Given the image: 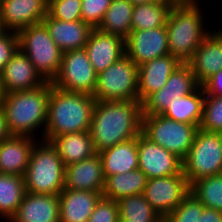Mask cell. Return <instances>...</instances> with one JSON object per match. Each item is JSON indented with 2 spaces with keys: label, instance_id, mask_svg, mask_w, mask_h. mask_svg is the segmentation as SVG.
<instances>
[{
  "label": "cell",
  "instance_id": "cell-1",
  "mask_svg": "<svg viewBox=\"0 0 222 222\" xmlns=\"http://www.w3.org/2000/svg\"><path fill=\"white\" fill-rule=\"evenodd\" d=\"M142 129V103L139 100L96 101L90 135L97 153L137 138Z\"/></svg>",
  "mask_w": 222,
  "mask_h": 222
},
{
  "label": "cell",
  "instance_id": "cell-2",
  "mask_svg": "<svg viewBox=\"0 0 222 222\" xmlns=\"http://www.w3.org/2000/svg\"><path fill=\"white\" fill-rule=\"evenodd\" d=\"M95 102L92 95L58 89L51 81L42 140L50 141L62 134L89 131Z\"/></svg>",
  "mask_w": 222,
  "mask_h": 222
},
{
  "label": "cell",
  "instance_id": "cell-3",
  "mask_svg": "<svg viewBox=\"0 0 222 222\" xmlns=\"http://www.w3.org/2000/svg\"><path fill=\"white\" fill-rule=\"evenodd\" d=\"M50 91L51 81H47L37 89L7 93L2 108L12 135L37 138L39 129L43 139Z\"/></svg>",
  "mask_w": 222,
  "mask_h": 222
},
{
  "label": "cell",
  "instance_id": "cell-4",
  "mask_svg": "<svg viewBox=\"0 0 222 222\" xmlns=\"http://www.w3.org/2000/svg\"><path fill=\"white\" fill-rule=\"evenodd\" d=\"M199 1L172 6L168 14L166 28L169 54L181 64H188L195 50L211 32L206 29L203 8Z\"/></svg>",
  "mask_w": 222,
  "mask_h": 222
},
{
  "label": "cell",
  "instance_id": "cell-5",
  "mask_svg": "<svg viewBox=\"0 0 222 222\" xmlns=\"http://www.w3.org/2000/svg\"><path fill=\"white\" fill-rule=\"evenodd\" d=\"M24 182L26 192L35 194L59 195L64 189L65 165L50 141H36Z\"/></svg>",
  "mask_w": 222,
  "mask_h": 222
},
{
  "label": "cell",
  "instance_id": "cell-6",
  "mask_svg": "<svg viewBox=\"0 0 222 222\" xmlns=\"http://www.w3.org/2000/svg\"><path fill=\"white\" fill-rule=\"evenodd\" d=\"M19 49L27 55L46 81H53L61 68L63 51L50 37L46 25L32 24L18 32Z\"/></svg>",
  "mask_w": 222,
  "mask_h": 222
},
{
  "label": "cell",
  "instance_id": "cell-7",
  "mask_svg": "<svg viewBox=\"0 0 222 222\" xmlns=\"http://www.w3.org/2000/svg\"><path fill=\"white\" fill-rule=\"evenodd\" d=\"M182 162L183 174L190 185L204 177L222 174V133L199 128Z\"/></svg>",
  "mask_w": 222,
  "mask_h": 222
},
{
  "label": "cell",
  "instance_id": "cell-8",
  "mask_svg": "<svg viewBox=\"0 0 222 222\" xmlns=\"http://www.w3.org/2000/svg\"><path fill=\"white\" fill-rule=\"evenodd\" d=\"M199 127L159 115H142L141 133L169 152L184 159L189 153Z\"/></svg>",
  "mask_w": 222,
  "mask_h": 222
},
{
  "label": "cell",
  "instance_id": "cell-9",
  "mask_svg": "<svg viewBox=\"0 0 222 222\" xmlns=\"http://www.w3.org/2000/svg\"><path fill=\"white\" fill-rule=\"evenodd\" d=\"M96 101L139 100L138 66L125 54L98 74Z\"/></svg>",
  "mask_w": 222,
  "mask_h": 222
},
{
  "label": "cell",
  "instance_id": "cell-10",
  "mask_svg": "<svg viewBox=\"0 0 222 222\" xmlns=\"http://www.w3.org/2000/svg\"><path fill=\"white\" fill-rule=\"evenodd\" d=\"M97 76L84 48L69 50L63 52L60 71L52 84L67 92L93 96Z\"/></svg>",
  "mask_w": 222,
  "mask_h": 222
},
{
  "label": "cell",
  "instance_id": "cell-11",
  "mask_svg": "<svg viewBox=\"0 0 222 222\" xmlns=\"http://www.w3.org/2000/svg\"><path fill=\"white\" fill-rule=\"evenodd\" d=\"M198 86L190 65L181 64L171 73L160 90L150 94L142 102V115L162 114L168 105H172L179 98L192 93Z\"/></svg>",
  "mask_w": 222,
  "mask_h": 222
},
{
  "label": "cell",
  "instance_id": "cell-12",
  "mask_svg": "<svg viewBox=\"0 0 222 222\" xmlns=\"http://www.w3.org/2000/svg\"><path fill=\"white\" fill-rule=\"evenodd\" d=\"M190 193V184L184 174L149 178L143 196L163 218L171 213Z\"/></svg>",
  "mask_w": 222,
  "mask_h": 222
},
{
  "label": "cell",
  "instance_id": "cell-13",
  "mask_svg": "<svg viewBox=\"0 0 222 222\" xmlns=\"http://www.w3.org/2000/svg\"><path fill=\"white\" fill-rule=\"evenodd\" d=\"M137 150L139 169L147 179L183 174L182 159L142 133L137 136Z\"/></svg>",
  "mask_w": 222,
  "mask_h": 222
},
{
  "label": "cell",
  "instance_id": "cell-14",
  "mask_svg": "<svg viewBox=\"0 0 222 222\" xmlns=\"http://www.w3.org/2000/svg\"><path fill=\"white\" fill-rule=\"evenodd\" d=\"M166 26L131 30L125 39V54L137 65L169 54Z\"/></svg>",
  "mask_w": 222,
  "mask_h": 222
},
{
  "label": "cell",
  "instance_id": "cell-15",
  "mask_svg": "<svg viewBox=\"0 0 222 222\" xmlns=\"http://www.w3.org/2000/svg\"><path fill=\"white\" fill-rule=\"evenodd\" d=\"M49 0H0V17L8 31L19 32L41 23L48 14Z\"/></svg>",
  "mask_w": 222,
  "mask_h": 222
},
{
  "label": "cell",
  "instance_id": "cell-16",
  "mask_svg": "<svg viewBox=\"0 0 222 222\" xmlns=\"http://www.w3.org/2000/svg\"><path fill=\"white\" fill-rule=\"evenodd\" d=\"M211 30L195 50L188 63L197 83L201 86L211 76L222 70V29Z\"/></svg>",
  "mask_w": 222,
  "mask_h": 222
},
{
  "label": "cell",
  "instance_id": "cell-17",
  "mask_svg": "<svg viewBox=\"0 0 222 222\" xmlns=\"http://www.w3.org/2000/svg\"><path fill=\"white\" fill-rule=\"evenodd\" d=\"M84 49L99 74L125 55V40L93 28Z\"/></svg>",
  "mask_w": 222,
  "mask_h": 222
},
{
  "label": "cell",
  "instance_id": "cell-18",
  "mask_svg": "<svg viewBox=\"0 0 222 222\" xmlns=\"http://www.w3.org/2000/svg\"><path fill=\"white\" fill-rule=\"evenodd\" d=\"M104 184L99 153L65 167V189L102 193Z\"/></svg>",
  "mask_w": 222,
  "mask_h": 222
},
{
  "label": "cell",
  "instance_id": "cell-19",
  "mask_svg": "<svg viewBox=\"0 0 222 222\" xmlns=\"http://www.w3.org/2000/svg\"><path fill=\"white\" fill-rule=\"evenodd\" d=\"M2 78L7 93L37 89L47 82L20 49L4 67Z\"/></svg>",
  "mask_w": 222,
  "mask_h": 222
},
{
  "label": "cell",
  "instance_id": "cell-20",
  "mask_svg": "<svg viewBox=\"0 0 222 222\" xmlns=\"http://www.w3.org/2000/svg\"><path fill=\"white\" fill-rule=\"evenodd\" d=\"M9 222H60L59 195L26 192Z\"/></svg>",
  "mask_w": 222,
  "mask_h": 222
},
{
  "label": "cell",
  "instance_id": "cell-21",
  "mask_svg": "<svg viewBox=\"0 0 222 222\" xmlns=\"http://www.w3.org/2000/svg\"><path fill=\"white\" fill-rule=\"evenodd\" d=\"M180 65L173 55L167 54L138 66L139 101L142 103L150 94L160 90Z\"/></svg>",
  "mask_w": 222,
  "mask_h": 222
},
{
  "label": "cell",
  "instance_id": "cell-22",
  "mask_svg": "<svg viewBox=\"0 0 222 222\" xmlns=\"http://www.w3.org/2000/svg\"><path fill=\"white\" fill-rule=\"evenodd\" d=\"M37 140L39 139L18 135L3 140L0 143V173L24 177Z\"/></svg>",
  "mask_w": 222,
  "mask_h": 222
},
{
  "label": "cell",
  "instance_id": "cell-23",
  "mask_svg": "<svg viewBox=\"0 0 222 222\" xmlns=\"http://www.w3.org/2000/svg\"><path fill=\"white\" fill-rule=\"evenodd\" d=\"M42 22L46 25L50 37L63 52L84 48L93 30L82 20L61 21L53 18L49 13Z\"/></svg>",
  "mask_w": 222,
  "mask_h": 222
},
{
  "label": "cell",
  "instance_id": "cell-24",
  "mask_svg": "<svg viewBox=\"0 0 222 222\" xmlns=\"http://www.w3.org/2000/svg\"><path fill=\"white\" fill-rule=\"evenodd\" d=\"M102 193L63 189L59 193L60 222H88Z\"/></svg>",
  "mask_w": 222,
  "mask_h": 222
},
{
  "label": "cell",
  "instance_id": "cell-25",
  "mask_svg": "<svg viewBox=\"0 0 222 222\" xmlns=\"http://www.w3.org/2000/svg\"><path fill=\"white\" fill-rule=\"evenodd\" d=\"M99 154L105 178L139 169L137 138L120 142Z\"/></svg>",
  "mask_w": 222,
  "mask_h": 222
},
{
  "label": "cell",
  "instance_id": "cell-26",
  "mask_svg": "<svg viewBox=\"0 0 222 222\" xmlns=\"http://www.w3.org/2000/svg\"><path fill=\"white\" fill-rule=\"evenodd\" d=\"M65 167L96 154L89 131L62 134L50 140Z\"/></svg>",
  "mask_w": 222,
  "mask_h": 222
},
{
  "label": "cell",
  "instance_id": "cell-27",
  "mask_svg": "<svg viewBox=\"0 0 222 222\" xmlns=\"http://www.w3.org/2000/svg\"><path fill=\"white\" fill-rule=\"evenodd\" d=\"M204 99V90L199 85L192 93L179 98L172 105H168V108L162 115L178 122L200 127L203 117Z\"/></svg>",
  "mask_w": 222,
  "mask_h": 222
},
{
  "label": "cell",
  "instance_id": "cell-28",
  "mask_svg": "<svg viewBox=\"0 0 222 222\" xmlns=\"http://www.w3.org/2000/svg\"><path fill=\"white\" fill-rule=\"evenodd\" d=\"M146 182L147 177L140 169L110 175L105 178L102 194L103 197L118 201L123 197L143 194Z\"/></svg>",
  "mask_w": 222,
  "mask_h": 222
},
{
  "label": "cell",
  "instance_id": "cell-29",
  "mask_svg": "<svg viewBox=\"0 0 222 222\" xmlns=\"http://www.w3.org/2000/svg\"><path fill=\"white\" fill-rule=\"evenodd\" d=\"M134 5L128 0H112L97 29L120 36L124 40L132 30L131 20Z\"/></svg>",
  "mask_w": 222,
  "mask_h": 222
},
{
  "label": "cell",
  "instance_id": "cell-30",
  "mask_svg": "<svg viewBox=\"0 0 222 222\" xmlns=\"http://www.w3.org/2000/svg\"><path fill=\"white\" fill-rule=\"evenodd\" d=\"M26 193L24 177L0 173V217L6 222L15 215Z\"/></svg>",
  "mask_w": 222,
  "mask_h": 222
},
{
  "label": "cell",
  "instance_id": "cell-31",
  "mask_svg": "<svg viewBox=\"0 0 222 222\" xmlns=\"http://www.w3.org/2000/svg\"><path fill=\"white\" fill-rule=\"evenodd\" d=\"M171 7L172 5L165 1L134 5L132 30H149L166 26Z\"/></svg>",
  "mask_w": 222,
  "mask_h": 222
},
{
  "label": "cell",
  "instance_id": "cell-32",
  "mask_svg": "<svg viewBox=\"0 0 222 222\" xmlns=\"http://www.w3.org/2000/svg\"><path fill=\"white\" fill-rule=\"evenodd\" d=\"M117 203L119 222H161L163 220L143 194L123 197Z\"/></svg>",
  "mask_w": 222,
  "mask_h": 222
},
{
  "label": "cell",
  "instance_id": "cell-33",
  "mask_svg": "<svg viewBox=\"0 0 222 222\" xmlns=\"http://www.w3.org/2000/svg\"><path fill=\"white\" fill-rule=\"evenodd\" d=\"M190 193L206 208L222 212V174L194 181L190 185Z\"/></svg>",
  "mask_w": 222,
  "mask_h": 222
},
{
  "label": "cell",
  "instance_id": "cell-34",
  "mask_svg": "<svg viewBox=\"0 0 222 222\" xmlns=\"http://www.w3.org/2000/svg\"><path fill=\"white\" fill-rule=\"evenodd\" d=\"M204 207L192 193H189L171 213L163 217V221L198 222Z\"/></svg>",
  "mask_w": 222,
  "mask_h": 222
},
{
  "label": "cell",
  "instance_id": "cell-35",
  "mask_svg": "<svg viewBox=\"0 0 222 222\" xmlns=\"http://www.w3.org/2000/svg\"><path fill=\"white\" fill-rule=\"evenodd\" d=\"M199 128L207 132L222 133V97L205 95Z\"/></svg>",
  "mask_w": 222,
  "mask_h": 222
},
{
  "label": "cell",
  "instance_id": "cell-36",
  "mask_svg": "<svg viewBox=\"0 0 222 222\" xmlns=\"http://www.w3.org/2000/svg\"><path fill=\"white\" fill-rule=\"evenodd\" d=\"M81 2L82 0H49L48 13L61 21L82 20Z\"/></svg>",
  "mask_w": 222,
  "mask_h": 222
},
{
  "label": "cell",
  "instance_id": "cell-37",
  "mask_svg": "<svg viewBox=\"0 0 222 222\" xmlns=\"http://www.w3.org/2000/svg\"><path fill=\"white\" fill-rule=\"evenodd\" d=\"M112 0H82L81 16L84 23L98 28Z\"/></svg>",
  "mask_w": 222,
  "mask_h": 222
},
{
  "label": "cell",
  "instance_id": "cell-38",
  "mask_svg": "<svg viewBox=\"0 0 222 222\" xmlns=\"http://www.w3.org/2000/svg\"><path fill=\"white\" fill-rule=\"evenodd\" d=\"M88 222H119L117 201L102 196L97 202Z\"/></svg>",
  "mask_w": 222,
  "mask_h": 222
},
{
  "label": "cell",
  "instance_id": "cell-39",
  "mask_svg": "<svg viewBox=\"0 0 222 222\" xmlns=\"http://www.w3.org/2000/svg\"><path fill=\"white\" fill-rule=\"evenodd\" d=\"M19 49L18 33L8 31L0 38V72Z\"/></svg>",
  "mask_w": 222,
  "mask_h": 222
},
{
  "label": "cell",
  "instance_id": "cell-40",
  "mask_svg": "<svg viewBox=\"0 0 222 222\" xmlns=\"http://www.w3.org/2000/svg\"><path fill=\"white\" fill-rule=\"evenodd\" d=\"M201 86L205 95L222 97V70L211 76Z\"/></svg>",
  "mask_w": 222,
  "mask_h": 222
},
{
  "label": "cell",
  "instance_id": "cell-41",
  "mask_svg": "<svg viewBox=\"0 0 222 222\" xmlns=\"http://www.w3.org/2000/svg\"><path fill=\"white\" fill-rule=\"evenodd\" d=\"M198 222H222V212L204 207Z\"/></svg>",
  "mask_w": 222,
  "mask_h": 222
},
{
  "label": "cell",
  "instance_id": "cell-42",
  "mask_svg": "<svg viewBox=\"0 0 222 222\" xmlns=\"http://www.w3.org/2000/svg\"><path fill=\"white\" fill-rule=\"evenodd\" d=\"M11 136L12 134L9 131L4 110L2 106H0V143Z\"/></svg>",
  "mask_w": 222,
  "mask_h": 222
},
{
  "label": "cell",
  "instance_id": "cell-43",
  "mask_svg": "<svg viewBox=\"0 0 222 222\" xmlns=\"http://www.w3.org/2000/svg\"><path fill=\"white\" fill-rule=\"evenodd\" d=\"M7 95V92L5 90L3 78H2V72H0V106H2L3 101Z\"/></svg>",
  "mask_w": 222,
  "mask_h": 222
},
{
  "label": "cell",
  "instance_id": "cell-44",
  "mask_svg": "<svg viewBox=\"0 0 222 222\" xmlns=\"http://www.w3.org/2000/svg\"><path fill=\"white\" fill-rule=\"evenodd\" d=\"M163 1L170 3L172 6H176V5L188 4L192 0H163Z\"/></svg>",
  "mask_w": 222,
  "mask_h": 222
},
{
  "label": "cell",
  "instance_id": "cell-45",
  "mask_svg": "<svg viewBox=\"0 0 222 222\" xmlns=\"http://www.w3.org/2000/svg\"><path fill=\"white\" fill-rule=\"evenodd\" d=\"M128 1H130L133 5H138L144 3H156V2H161L163 0H128Z\"/></svg>",
  "mask_w": 222,
  "mask_h": 222
},
{
  "label": "cell",
  "instance_id": "cell-46",
  "mask_svg": "<svg viewBox=\"0 0 222 222\" xmlns=\"http://www.w3.org/2000/svg\"><path fill=\"white\" fill-rule=\"evenodd\" d=\"M7 32H8V30L5 28V24H4L3 20L0 17V38L2 36H4Z\"/></svg>",
  "mask_w": 222,
  "mask_h": 222
}]
</instances>
